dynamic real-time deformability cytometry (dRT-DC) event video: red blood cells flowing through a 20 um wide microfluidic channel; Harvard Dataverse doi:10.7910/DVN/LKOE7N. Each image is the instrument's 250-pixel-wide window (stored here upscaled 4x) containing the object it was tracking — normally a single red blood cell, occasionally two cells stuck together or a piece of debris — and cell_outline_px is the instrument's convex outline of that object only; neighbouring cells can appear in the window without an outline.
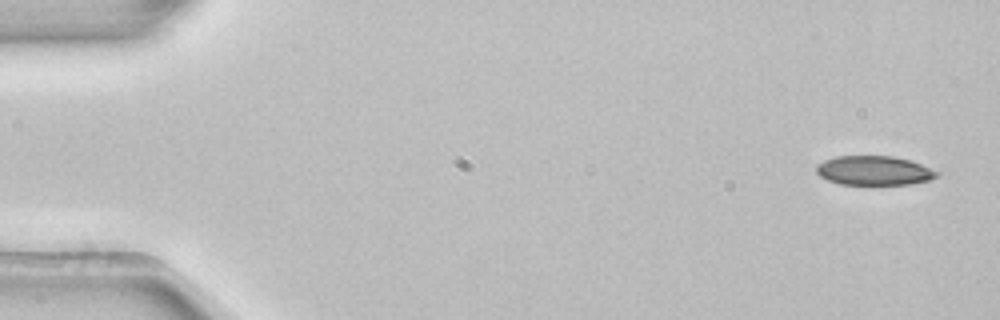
{"species": "common noctule bat (a hibernating species)", "species_latin": "Nyctalus noctula", "temperature_condition": "room temperature", "stored_images_in_passage": 7, "camera_frame_rate_fps": 3000, "um_per_image_px": 0.085, "animal": {"sex": "female", "body_mass_g": 22.7, "forearm_length_mm": 54.2}, "frame": {"image": 1, "passage_image": 1, "time_ms": 0.0, "image_size_px": [1000, 320], "cell_outline_px": [[940, 176], [928, 180], [908, 184], [840, 184], [828, 180], [820, 176], [816, 172], [816, 164], [824, 160], [836, 156], [892, 156], [908, 160], [920, 164], [940, 172]], "centroid_in_image_um": [74.27, 14.49], "position_along_channel_um": 10.7, "area_um2": 20.46}}